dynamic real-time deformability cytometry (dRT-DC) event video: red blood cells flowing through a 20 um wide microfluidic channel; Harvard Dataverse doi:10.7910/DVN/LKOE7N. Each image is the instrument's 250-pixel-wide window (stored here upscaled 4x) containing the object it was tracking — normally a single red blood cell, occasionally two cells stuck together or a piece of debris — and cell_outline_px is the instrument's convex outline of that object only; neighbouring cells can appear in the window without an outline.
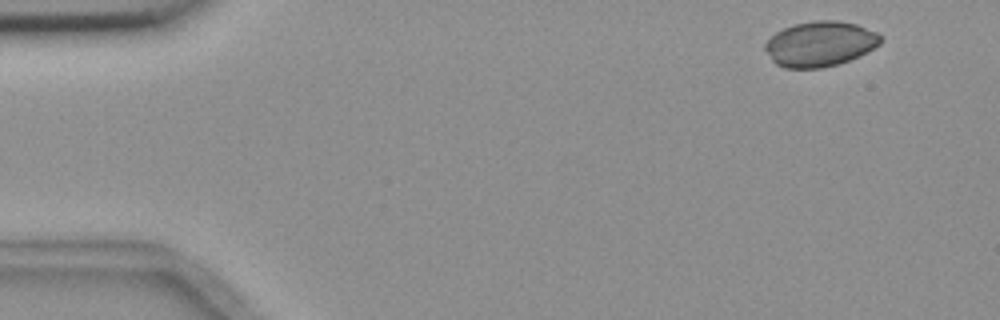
{"species": "common noctule bat (a hibernating species)", "species_latin": "Nyctalus noctula", "temperature_condition": "room temperature", "stored_images_in_passage": 6, "camera_frame_rate_fps": 3000, "um_per_image_px": 0.085, "animal": {"sex": "female", "body_mass_g": 18.4}, "frame": {"image": 1, "passage_image": 1, "time_ms": 0.0, "image_size_px": [1000, 320], "cell_outline_px": [[884, 40], [880, 44], [860, 56], [836, 64], [820, 68], [784, 68], [776, 64], [772, 60], [764, 48], [764, 44], [776, 32], [784, 28], [796, 24], [812, 20], [836, 20], [856, 24], [876, 32], [884, 36]], "centroid_in_image_um": [69.72, 3.72], "position_along_channel_um": 15.3, "area_um2": 30.4}}
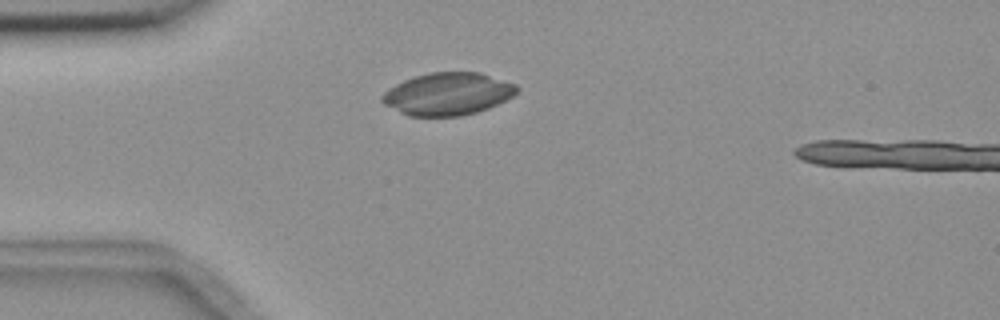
{"frame": {"image": 2, "passage_image": 4, "time_ms": 3.333, "image_size_px": [1000, 320], "cell_outline_px": [[520, 88], [512, 96], [488, 108], [476, 112], [460, 116], [408, 116], [384, 104], [380, 100], [380, 96], [384, 92], [396, 84], [404, 80], [428, 72], [480, 72], [516, 84]], "centroid_in_image_um": [38.04, 7.98], "position_along_channel_um": 47.0, "area_um2": 33.23}}